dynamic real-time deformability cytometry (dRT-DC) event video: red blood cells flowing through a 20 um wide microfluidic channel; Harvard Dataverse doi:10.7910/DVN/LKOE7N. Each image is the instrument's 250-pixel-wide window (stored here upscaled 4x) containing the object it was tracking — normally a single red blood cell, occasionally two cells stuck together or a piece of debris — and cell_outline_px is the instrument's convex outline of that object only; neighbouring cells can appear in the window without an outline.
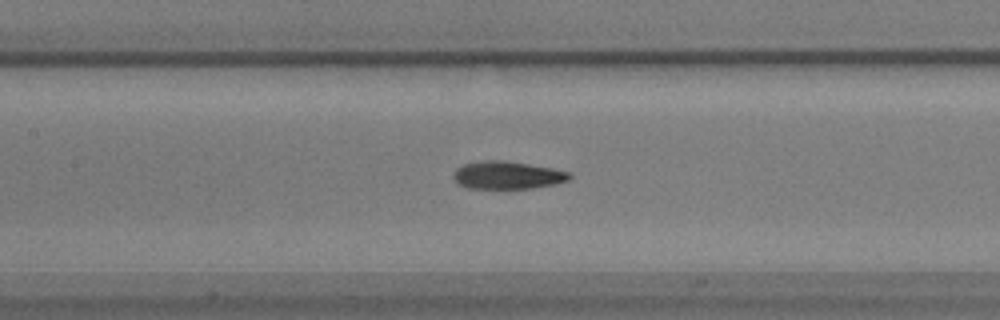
{"species": "common noctule bat (a hibernating species)", "species_latin": "Nyctalus noctula", "temperature_condition": "warm", "stored_images_in_passage": 56, "camera_frame_rate_fps": 3000, "um_per_image_px": 0.085, "animal": {"sex": "male", "body_mass_g": 17.9}, "frame": {"image": 1, "passage_image": 26, "time_ms": 8.333, "image_size_px": [1000, 320], "cell_outline_px": [[572, 176], [568, 180], [556, 184], [532, 188], [468, 188], [456, 184], [452, 176], [456, 168], [464, 164], [484, 160], [504, 160], [552, 168], [568, 172]], "centroid_in_image_um": [43.09, 14.89], "position_along_channel_um": 164.3, "area_um2": 18.79}}
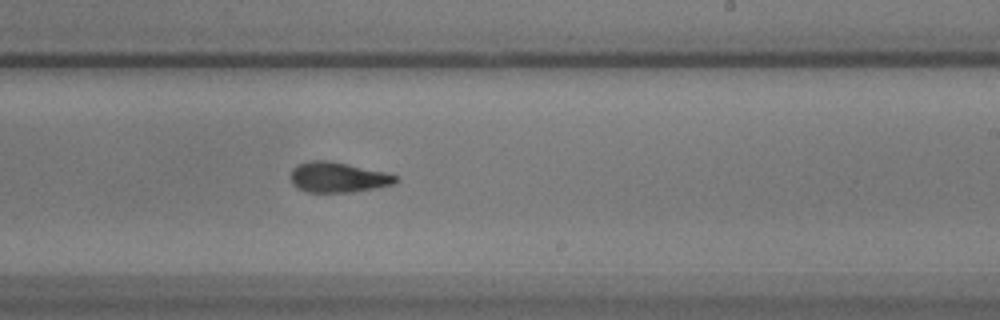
{"frame": {"image": 2, "passage_image": 34, "time_ms": 11.0, "image_size_px": [1000, 320], "cell_outline_px": [[400, 180], [396, 184], [376, 188], [352, 192], [308, 192], [296, 188], [292, 184], [292, 168], [296, 164], [308, 160], [332, 160], [388, 172], [400, 176]], "centroid_in_image_um": [28.79, 15.05], "position_along_channel_um": 260.2, "area_um2": 19.13}}
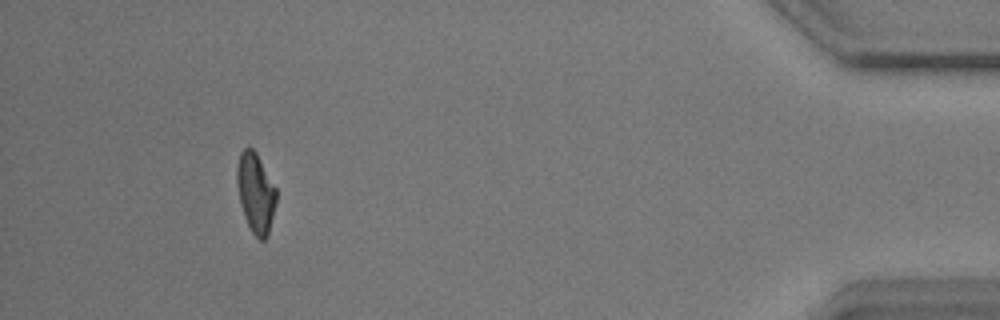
{"frame": {"image": 3, "passage_image": 52, "time_ms": 17.0, "image_size_px": [1000, 320], "cell_outline_px": [[276, 204], [268, 236], [264, 240], [260, 240], [252, 232], [244, 216], [240, 204], [236, 184], [236, 168], [240, 152], [244, 148], [252, 148], [256, 152], [276, 188]], "centroid_in_image_um": [21.72, 16.39], "position_along_channel_um": 413.5, "area_um2": 18.38}, "authors_computed_cell_mechanics": {"area_um2": 18.8428, "velocity_mm_per_s": 3.6144, "shape_relaxation_time_tau1_ms": 5.309, "shape_relaxation_time_tau2_ms": 2.46, "deformation_change_tau1": 0.1923, "deformation_change_tau2": 0.0995}}